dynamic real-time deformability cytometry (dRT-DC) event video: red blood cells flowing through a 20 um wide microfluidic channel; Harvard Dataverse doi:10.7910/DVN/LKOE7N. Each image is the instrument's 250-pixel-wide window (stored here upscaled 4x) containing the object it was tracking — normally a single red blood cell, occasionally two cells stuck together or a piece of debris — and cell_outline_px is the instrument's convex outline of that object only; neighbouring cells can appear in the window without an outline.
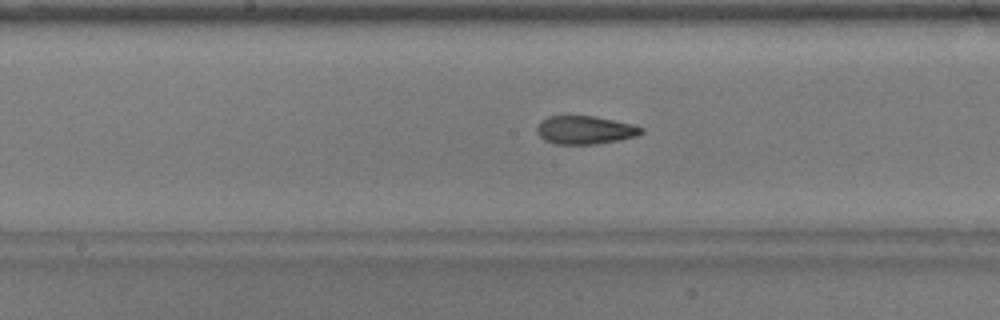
{"species": "common noctule bat (a hibernating species)", "species_latin": "Nyctalus noctula", "temperature_condition": "warm", "stored_images_in_passage": 49, "camera_frame_rate_fps": 3000, "um_per_image_px": 0.085, "animal": {"sex": "male", "body_mass_g": 17.9}, "frame": {"image": 1, "passage_image": 26, "time_ms": 8.333, "image_size_px": [1000, 320], "cell_outline_px": [[644, 132], [636, 136], [620, 140], [596, 144], [556, 144], [544, 140], [536, 132], [536, 128], [540, 120], [548, 116], [596, 116], [632, 124], [644, 128]], "centroid_in_image_um": [49.72, 11.05], "position_along_channel_um": 198.5, "area_um2": 17.34}}
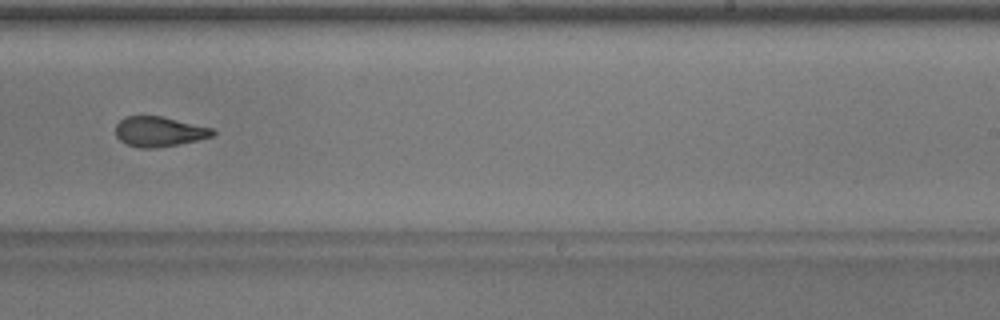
{"frame": {"image": 2, "passage_image": 32, "time_ms": 10.333, "image_size_px": [1000, 320], "cell_outline_px": [[216, 132], [212, 136], [196, 140], [156, 148], [140, 148], [128, 144], [120, 140], [116, 136], [116, 124], [124, 116], [160, 116], [212, 128]], "centroid_in_image_um": [13.49, 11.18], "position_along_channel_um": 275.5, "area_um2": 16.7}}
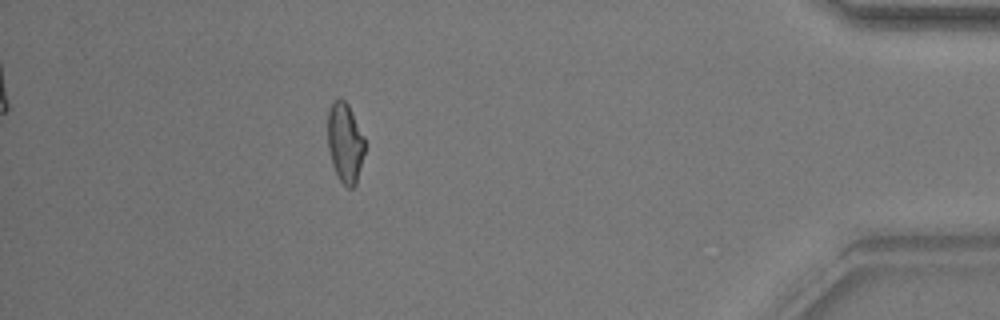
{"frame": {"image": 3, "passage_image": 46, "time_ms": 15.0, "image_size_px": [1000, 320], "cell_outline_px": [[364, 152], [356, 184], [352, 188], [348, 188], [340, 180], [332, 164], [328, 148], [328, 108], [332, 100], [344, 100], [348, 104], [364, 136]], "centroid_in_image_um": [29.32, 12.11], "position_along_channel_um": 405.9, "area_um2": 17.11}}